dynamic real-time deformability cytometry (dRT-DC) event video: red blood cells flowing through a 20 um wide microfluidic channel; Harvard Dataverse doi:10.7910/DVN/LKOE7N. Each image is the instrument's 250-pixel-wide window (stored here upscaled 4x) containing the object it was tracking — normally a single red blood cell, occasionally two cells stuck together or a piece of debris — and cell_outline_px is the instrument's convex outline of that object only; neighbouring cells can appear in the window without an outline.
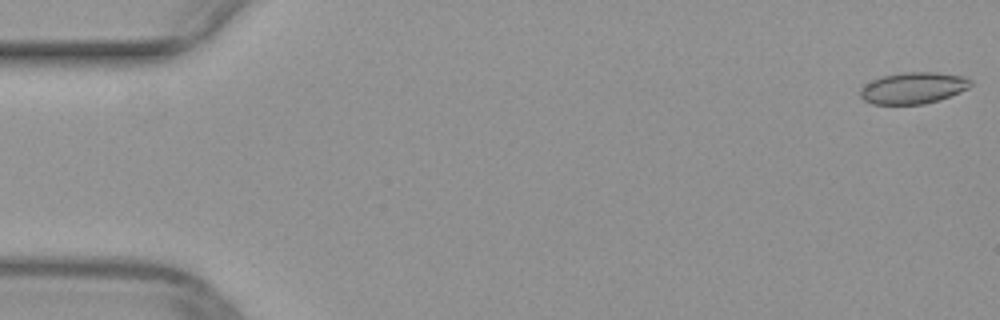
{"species": "common noctule bat (a hibernating species)", "species_latin": "Nyctalus noctula", "temperature_condition": "warm", "stored_images_in_passage": 25, "camera_frame_rate_fps": 3000, "um_per_image_px": 0.085, "animal": {"sex": "female", "body_mass_g": 29.2, "forearm_length_mm": 56.3}, "frame": {"image": 1, "passage_image": 1, "time_ms": 0.0, "image_size_px": [1000, 320], "cell_outline_px": [[972, 84], [968, 88], [960, 92], [940, 100], [924, 104], [872, 104], [864, 100], [860, 96], [860, 88], [864, 84], [872, 80], [884, 76], [904, 72], [936, 72], [968, 76], [972, 80]], "centroid_in_image_um": [77.66, 7.47], "position_along_channel_um": 7.3, "area_um2": 20.46}}
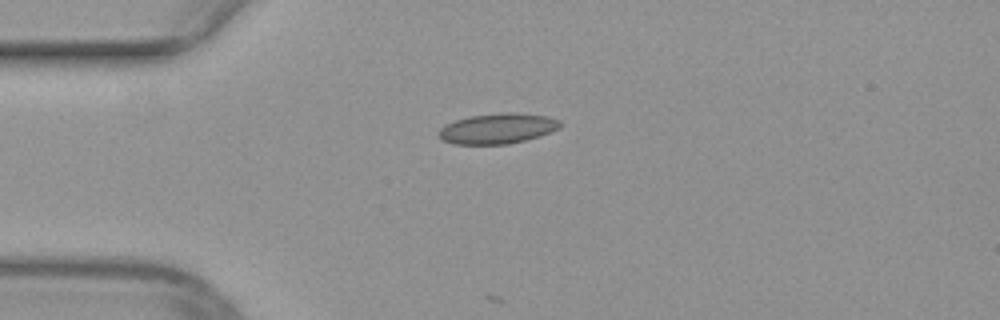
{"frame": {"image": 2, "passage_image": 13, "time_ms": 4.0, "image_size_px": [1000, 320], "cell_outline_px": [[564, 124], [560, 128], [540, 136], [508, 144], [452, 144], [440, 140], [436, 132], [444, 124], [468, 116], [500, 112], [516, 112], [548, 116], [560, 120]], "centroid_in_image_um": [42.28, 10.91], "position_along_channel_um": 42.7, "area_um2": 21.96}}
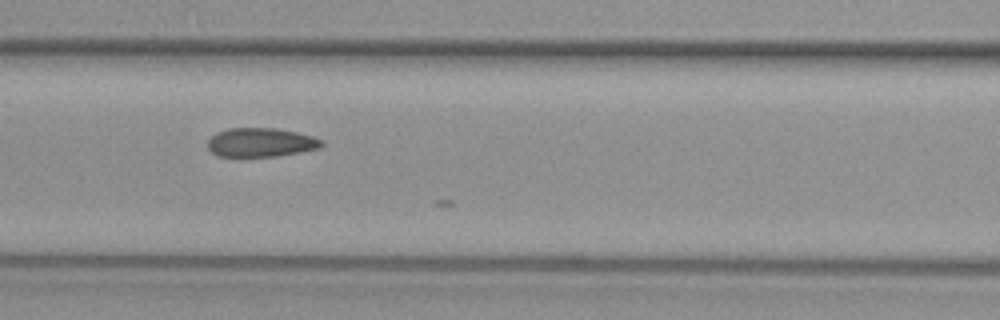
{"frame": {"image": 3, "passage_image": 22, "time_ms": 7.0, "image_size_px": [1000, 320], "cell_outline_px": [[324, 144], [320, 148], [300, 152], [276, 156], [216, 156], [208, 148], [208, 140], [216, 132], [228, 128], [276, 128], [296, 132], [312, 136], [320, 140]], "centroid_in_image_um": [22.15, 12.1], "position_along_channel_um": 144.5, "area_um2": 19.13}}